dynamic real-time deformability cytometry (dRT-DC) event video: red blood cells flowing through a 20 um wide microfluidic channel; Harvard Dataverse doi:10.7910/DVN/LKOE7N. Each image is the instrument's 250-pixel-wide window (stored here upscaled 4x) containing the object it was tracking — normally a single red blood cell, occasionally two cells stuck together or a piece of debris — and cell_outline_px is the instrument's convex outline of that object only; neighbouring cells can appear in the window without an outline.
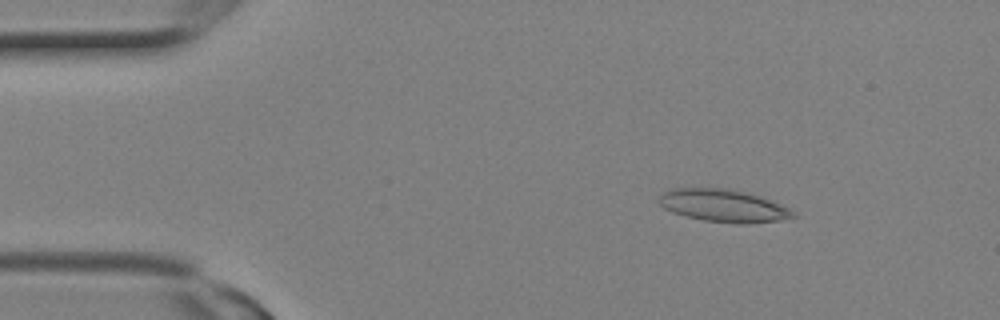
{"species": "Egyptian fruit bat (a non-hibernating species)", "species_latin": "Rousettus aegyptiacus", "temperature_condition": "room temperature", "stored_images_in_passage": 8, "camera_frame_rate_fps": 3000, "um_per_image_px": 0.085, "animal": {"sex": "female"}, "frame": {"image": 1, "passage_image": 4, "time_ms": 1.0, "image_size_px": [1000, 320], "cell_outline_px": [[796, 216], [780, 220], [748, 224], [736, 224], [704, 220], [672, 212], [664, 208], [656, 200], [664, 192], [676, 188], [728, 188], [760, 196], [772, 200], [788, 208]], "centroid_in_image_um": [61.48, 17.48], "position_along_channel_um": 23.5, "area_um2": 25.32}}